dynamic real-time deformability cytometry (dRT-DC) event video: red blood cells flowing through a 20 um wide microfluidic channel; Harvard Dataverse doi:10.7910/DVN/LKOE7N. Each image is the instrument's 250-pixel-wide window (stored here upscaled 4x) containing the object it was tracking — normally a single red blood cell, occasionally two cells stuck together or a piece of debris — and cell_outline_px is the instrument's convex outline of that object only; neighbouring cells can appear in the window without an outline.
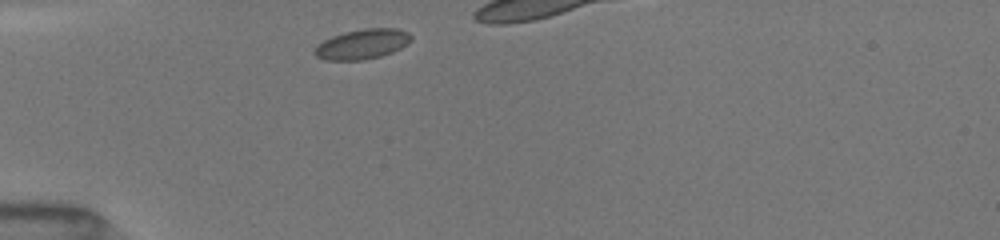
{"species": "common noctule bat (a hibernating species)", "species_latin": "Nyctalus noctula", "temperature_condition": "room temperature", "stored_images_in_passage": 32, "camera_frame_rate_fps": 3000, "um_per_image_px": 0.085, "animal": {"sex": "female", "body_mass_g": 19.5, "forearm_length_mm": 54.1}, "frame": {"image": 1, "passage_image": 1, "time_ms": 0.0, "image_size_px": [1000, 240], "cell_outline_px": [[412, 40], [408, 44], [392, 52], [380, 56], [364, 60], [324, 60], [316, 56], [312, 52], [324, 40], [332, 36], [344, 32], [364, 28], [396, 28], [408, 32], [412, 36]], "centroid_in_image_um": [30.81, 3.75], "position_along_channel_um": 54.2, "area_um2": 16.88}}
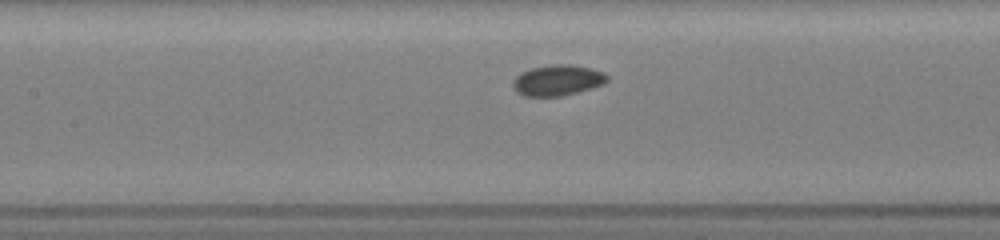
{"frame": {"image": 2, "passage_image": 12, "time_ms": 3.0, "image_size_px": [1000, 240], "cell_outline_px": [[608, 80], [604, 84], [576, 92], [560, 96], [524, 96], [516, 92], [512, 88], [512, 80], [520, 72], [532, 68], [552, 64], [572, 64], [604, 72], [608, 76]], "centroid_in_image_um": [47.35, 6.82], "position_along_channel_um": 160.0, "area_um2": 16.94}}
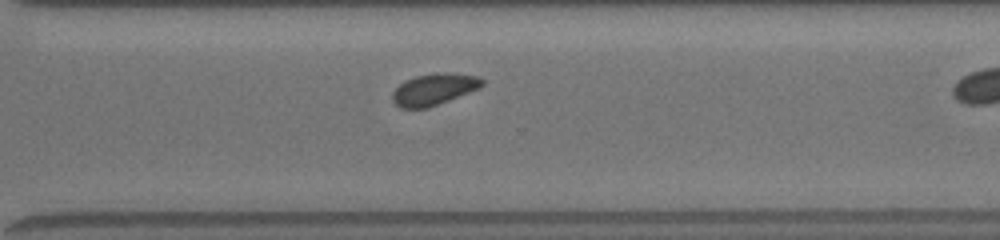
{"frame": {"image": 3, "passage_image": 30, "time_ms": 7.333, "image_size_px": [1000, 240], "cell_outline_px": [[484, 84], [480, 88], [448, 100], [424, 108], [400, 108], [392, 100], [392, 92], [404, 80], [416, 76], [444, 72], [448, 72], [476, 76], [484, 80]], "centroid_in_image_um": [36.88, 7.58], "position_along_channel_um": 333.7, "area_um2": 16.24}}